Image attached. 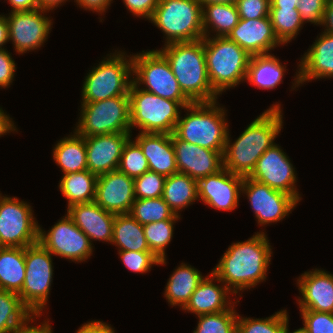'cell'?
Segmentation results:
<instances>
[{"instance_id": "obj_1", "label": "cell", "mask_w": 333, "mask_h": 333, "mask_svg": "<svg viewBox=\"0 0 333 333\" xmlns=\"http://www.w3.org/2000/svg\"><path fill=\"white\" fill-rule=\"evenodd\" d=\"M269 241L260 231L244 242L232 243L212 272L233 294L255 287L267 277L273 253Z\"/></svg>"}, {"instance_id": "obj_2", "label": "cell", "mask_w": 333, "mask_h": 333, "mask_svg": "<svg viewBox=\"0 0 333 333\" xmlns=\"http://www.w3.org/2000/svg\"><path fill=\"white\" fill-rule=\"evenodd\" d=\"M281 104H273L255 118L232 143L229 132L223 152V166L233 174L249 176L257 160L275 144L283 128Z\"/></svg>"}, {"instance_id": "obj_3", "label": "cell", "mask_w": 333, "mask_h": 333, "mask_svg": "<svg viewBox=\"0 0 333 333\" xmlns=\"http://www.w3.org/2000/svg\"><path fill=\"white\" fill-rule=\"evenodd\" d=\"M158 51L167 59L181 90L192 103L218 99L209 81L203 39L169 43Z\"/></svg>"}, {"instance_id": "obj_4", "label": "cell", "mask_w": 333, "mask_h": 333, "mask_svg": "<svg viewBox=\"0 0 333 333\" xmlns=\"http://www.w3.org/2000/svg\"><path fill=\"white\" fill-rule=\"evenodd\" d=\"M217 103L215 100L184 106L186 115L180 114L174 134L185 142L223 153L229 125L225 119L227 110Z\"/></svg>"}, {"instance_id": "obj_5", "label": "cell", "mask_w": 333, "mask_h": 333, "mask_svg": "<svg viewBox=\"0 0 333 333\" xmlns=\"http://www.w3.org/2000/svg\"><path fill=\"white\" fill-rule=\"evenodd\" d=\"M211 37L203 38L207 73L212 89L220 96L245 81L251 55L227 36Z\"/></svg>"}, {"instance_id": "obj_6", "label": "cell", "mask_w": 333, "mask_h": 333, "mask_svg": "<svg viewBox=\"0 0 333 333\" xmlns=\"http://www.w3.org/2000/svg\"><path fill=\"white\" fill-rule=\"evenodd\" d=\"M115 50L85 76L81 102H98L117 96H129L133 82L132 55ZM129 58V59H128Z\"/></svg>"}, {"instance_id": "obj_7", "label": "cell", "mask_w": 333, "mask_h": 333, "mask_svg": "<svg viewBox=\"0 0 333 333\" xmlns=\"http://www.w3.org/2000/svg\"><path fill=\"white\" fill-rule=\"evenodd\" d=\"M128 95L131 130L138 127L139 132L174 133L181 110L184 108L178 101L147 92L134 82L130 86Z\"/></svg>"}, {"instance_id": "obj_8", "label": "cell", "mask_w": 333, "mask_h": 333, "mask_svg": "<svg viewBox=\"0 0 333 333\" xmlns=\"http://www.w3.org/2000/svg\"><path fill=\"white\" fill-rule=\"evenodd\" d=\"M149 21L166 36L164 45L204 38L202 7L198 0H159Z\"/></svg>"}, {"instance_id": "obj_9", "label": "cell", "mask_w": 333, "mask_h": 333, "mask_svg": "<svg viewBox=\"0 0 333 333\" xmlns=\"http://www.w3.org/2000/svg\"><path fill=\"white\" fill-rule=\"evenodd\" d=\"M75 131L84 137L110 133H132L129 96H117L98 102H81Z\"/></svg>"}, {"instance_id": "obj_10", "label": "cell", "mask_w": 333, "mask_h": 333, "mask_svg": "<svg viewBox=\"0 0 333 333\" xmlns=\"http://www.w3.org/2000/svg\"><path fill=\"white\" fill-rule=\"evenodd\" d=\"M133 82L147 92L178 101L183 107L192 102L184 95L167 59L156 49L132 55ZM135 76V77H134Z\"/></svg>"}, {"instance_id": "obj_11", "label": "cell", "mask_w": 333, "mask_h": 333, "mask_svg": "<svg viewBox=\"0 0 333 333\" xmlns=\"http://www.w3.org/2000/svg\"><path fill=\"white\" fill-rule=\"evenodd\" d=\"M53 256L39 242L25 247V279L18 295L34 316H41L47 307L54 274Z\"/></svg>"}, {"instance_id": "obj_12", "label": "cell", "mask_w": 333, "mask_h": 333, "mask_svg": "<svg viewBox=\"0 0 333 333\" xmlns=\"http://www.w3.org/2000/svg\"><path fill=\"white\" fill-rule=\"evenodd\" d=\"M32 207L16 197L0 196V247H28L38 243L39 224Z\"/></svg>"}, {"instance_id": "obj_13", "label": "cell", "mask_w": 333, "mask_h": 333, "mask_svg": "<svg viewBox=\"0 0 333 333\" xmlns=\"http://www.w3.org/2000/svg\"><path fill=\"white\" fill-rule=\"evenodd\" d=\"M38 242L53 255L75 263L88 260L94 248L67 214L47 232L39 225Z\"/></svg>"}, {"instance_id": "obj_14", "label": "cell", "mask_w": 333, "mask_h": 333, "mask_svg": "<svg viewBox=\"0 0 333 333\" xmlns=\"http://www.w3.org/2000/svg\"><path fill=\"white\" fill-rule=\"evenodd\" d=\"M241 193L247 196L260 226L282 221L298 204L292 195L270 188L248 176L244 177Z\"/></svg>"}, {"instance_id": "obj_15", "label": "cell", "mask_w": 333, "mask_h": 333, "mask_svg": "<svg viewBox=\"0 0 333 333\" xmlns=\"http://www.w3.org/2000/svg\"><path fill=\"white\" fill-rule=\"evenodd\" d=\"M46 13L47 11L38 8L6 15L9 41H12L19 55L41 48L48 39L53 22L50 17L45 16Z\"/></svg>"}, {"instance_id": "obj_16", "label": "cell", "mask_w": 333, "mask_h": 333, "mask_svg": "<svg viewBox=\"0 0 333 333\" xmlns=\"http://www.w3.org/2000/svg\"><path fill=\"white\" fill-rule=\"evenodd\" d=\"M248 177L292 195L298 202L302 198L295 186L297 182L295 168L279 144L275 143L262 154Z\"/></svg>"}, {"instance_id": "obj_17", "label": "cell", "mask_w": 333, "mask_h": 333, "mask_svg": "<svg viewBox=\"0 0 333 333\" xmlns=\"http://www.w3.org/2000/svg\"><path fill=\"white\" fill-rule=\"evenodd\" d=\"M244 177L226 168L197 181L198 201L209 208L232 211L238 207Z\"/></svg>"}, {"instance_id": "obj_18", "label": "cell", "mask_w": 333, "mask_h": 333, "mask_svg": "<svg viewBox=\"0 0 333 333\" xmlns=\"http://www.w3.org/2000/svg\"><path fill=\"white\" fill-rule=\"evenodd\" d=\"M178 172L199 180L224 168L223 153L185 142L171 134Z\"/></svg>"}, {"instance_id": "obj_19", "label": "cell", "mask_w": 333, "mask_h": 333, "mask_svg": "<svg viewBox=\"0 0 333 333\" xmlns=\"http://www.w3.org/2000/svg\"><path fill=\"white\" fill-rule=\"evenodd\" d=\"M134 179L119 170L99 175L94 201L104 210L115 214H129L134 203Z\"/></svg>"}, {"instance_id": "obj_20", "label": "cell", "mask_w": 333, "mask_h": 333, "mask_svg": "<svg viewBox=\"0 0 333 333\" xmlns=\"http://www.w3.org/2000/svg\"><path fill=\"white\" fill-rule=\"evenodd\" d=\"M131 137V133L85 137L87 169L97 176L118 170L123 148Z\"/></svg>"}, {"instance_id": "obj_21", "label": "cell", "mask_w": 333, "mask_h": 333, "mask_svg": "<svg viewBox=\"0 0 333 333\" xmlns=\"http://www.w3.org/2000/svg\"><path fill=\"white\" fill-rule=\"evenodd\" d=\"M300 59L292 89L314 79L333 77V34L323 32Z\"/></svg>"}, {"instance_id": "obj_22", "label": "cell", "mask_w": 333, "mask_h": 333, "mask_svg": "<svg viewBox=\"0 0 333 333\" xmlns=\"http://www.w3.org/2000/svg\"><path fill=\"white\" fill-rule=\"evenodd\" d=\"M249 55L270 54L277 46L283 45L276 37L270 17L241 19L227 36Z\"/></svg>"}, {"instance_id": "obj_23", "label": "cell", "mask_w": 333, "mask_h": 333, "mask_svg": "<svg viewBox=\"0 0 333 333\" xmlns=\"http://www.w3.org/2000/svg\"><path fill=\"white\" fill-rule=\"evenodd\" d=\"M300 310L333 313V274L322 269L305 271L297 278Z\"/></svg>"}, {"instance_id": "obj_24", "label": "cell", "mask_w": 333, "mask_h": 333, "mask_svg": "<svg viewBox=\"0 0 333 333\" xmlns=\"http://www.w3.org/2000/svg\"><path fill=\"white\" fill-rule=\"evenodd\" d=\"M216 281L220 284H215ZM230 294L233 295V292L211 271L201 280L190 300L181 310L196 316L226 311L233 304L236 305L237 302H240L235 299H232L234 301L230 300Z\"/></svg>"}, {"instance_id": "obj_25", "label": "cell", "mask_w": 333, "mask_h": 333, "mask_svg": "<svg viewBox=\"0 0 333 333\" xmlns=\"http://www.w3.org/2000/svg\"><path fill=\"white\" fill-rule=\"evenodd\" d=\"M67 215L88 236L91 244L95 240L111 243L115 213L92 201L67 207Z\"/></svg>"}, {"instance_id": "obj_26", "label": "cell", "mask_w": 333, "mask_h": 333, "mask_svg": "<svg viewBox=\"0 0 333 333\" xmlns=\"http://www.w3.org/2000/svg\"><path fill=\"white\" fill-rule=\"evenodd\" d=\"M134 141L148 160L149 171L165 177L178 173L171 134L139 132Z\"/></svg>"}, {"instance_id": "obj_27", "label": "cell", "mask_w": 333, "mask_h": 333, "mask_svg": "<svg viewBox=\"0 0 333 333\" xmlns=\"http://www.w3.org/2000/svg\"><path fill=\"white\" fill-rule=\"evenodd\" d=\"M196 268L181 263L171 274L165 287L164 297L170 306L184 308L198 284L204 278Z\"/></svg>"}, {"instance_id": "obj_28", "label": "cell", "mask_w": 333, "mask_h": 333, "mask_svg": "<svg viewBox=\"0 0 333 333\" xmlns=\"http://www.w3.org/2000/svg\"><path fill=\"white\" fill-rule=\"evenodd\" d=\"M286 65L273 54L254 55L250 57L246 79L258 89H274L281 84Z\"/></svg>"}, {"instance_id": "obj_29", "label": "cell", "mask_w": 333, "mask_h": 333, "mask_svg": "<svg viewBox=\"0 0 333 333\" xmlns=\"http://www.w3.org/2000/svg\"><path fill=\"white\" fill-rule=\"evenodd\" d=\"M52 158L61 168L63 174H72L87 170L85 137L75 130L73 134L57 141Z\"/></svg>"}, {"instance_id": "obj_30", "label": "cell", "mask_w": 333, "mask_h": 333, "mask_svg": "<svg viewBox=\"0 0 333 333\" xmlns=\"http://www.w3.org/2000/svg\"><path fill=\"white\" fill-rule=\"evenodd\" d=\"M25 248L0 247V288L19 293L25 279Z\"/></svg>"}, {"instance_id": "obj_31", "label": "cell", "mask_w": 333, "mask_h": 333, "mask_svg": "<svg viewBox=\"0 0 333 333\" xmlns=\"http://www.w3.org/2000/svg\"><path fill=\"white\" fill-rule=\"evenodd\" d=\"M162 198L176 215H181L180 211L198 200L197 180L180 172L166 177Z\"/></svg>"}, {"instance_id": "obj_32", "label": "cell", "mask_w": 333, "mask_h": 333, "mask_svg": "<svg viewBox=\"0 0 333 333\" xmlns=\"http://www.w3.org/2000/svg\"><path fill=\"white\" fill-rule=\"evenodd\" d=\"M111 244L125 251H150L141 225L130 214H116Z\"/></svg>"}, {"instance_id": "obj_33", "label": "cell", "mask_w": 333, "mask_h": 333, "mask_svg": "<svg viewBox=\"0 0 333 333\" xmlns=\"http://www.w3.org/2000/svg\"><path fill=\"white\" fill-rule=\"evenodd\" d=\"M239 20L235 4H212L202 7L204 37H210L211 31L216 33V37L228 36Z\"/></svg>"}, {"instance_id": "obj_34", "label": "cell", "mask_w": 333, "mask_h": 333, "mask_svg": "<svg viewBox=\"0 0 333 333\" xmlns=\"http://www.w3.org/2000/svg\"><path fill=\"white\" fill-rule=\"evenodd\" d=\"M97 178L98 176L88 169L72 174H63L58 187L68 201L67 207L94 201Z\"/></svg>"}, {"instance_id": "obj_35", "label": "cell", "mask_w": 333, "mask_h": 333, "mask_svg": "<svg viewBox=\"0 0 333 333\" xmlns=\"http://www.w3.org/2000/svg\"><path fill=\"white\" fill-rule=\"evenodd\" d=\"M33 317L18 293L0 288V333H14Z\"/></svg>"}, {"instance_id": "obj_36", "label": "cell", "mask_w": 333, "mask_h": 333, "mask_svg": "<svg viewBox=\"0 0 333 333\" xmlns=\"http://www.w3.org/2000/svg\"><path fill=\"white\" fill-rule=\"evenodd\" d=\"M129 214L141 225L163 220H179L180 215L163 200L162 196L152 199H135Z\"/></svg>"}, {"instance_id": "obj_37", "label": "cell", "mask_w": 333, "mask_h": 333, "mask_svg": "<svg viewBox=\"0 0 333 333\" xmlns=\"http://www.w3.org/2000/svg\"><path fill=\"white\" fill-rule=\"evenodd\" d=\"M269 17L275 35L283 45L295 39L304 25L297 8H270Z\"/></svg>"}, {"instance_id": "obj_38", "label": "cell", "mask_w": 333, "mask_h": 333, "mask_svg": "<svg viewBox=\"0 0 333 333\" xmlns=\"http://www.w3.org/2000/svg\"><path fill=\"white\" fill-rule=\"evenodd\" d=\"M177 220H163L143 225L144 235L150 251L159 258V265H165V249L173 238L174 226Z\"/></svg>"}, {"instance_id": "obj_39", "label": "cell", "mask_w": 333, "mask_h": 333, "mask_svg": "<svg viewBox=\"0 0 333 333\" xmlns=\"http://www.w3.org/2000/svg\"><path fill=\"white\" fill-rule=\"evenodd\" d=\"M288 320L289 315L286 309L261 319L242 317L238 314L237 333H284Z\"/></svg>"}, {"instance_id": "obj_40", "label": "cell", "mask_w": 333, "mask_h": 333, "mask_svg": "<svg viewBox=\"0 0 333 333\" xmlns=\"http://www.w3.org/2000/svg\"><path fill=\"white\" fill-rule=\"evenodd\" d=\"M197 317L199 321L193 333H237L238 313L234 305L226 311Z\"/></svg>"}, {"instance_id": "obj_41", "label": "cell", "mask_w": 333, "mask_h": 333, "mask_svg": "<svg viewBox=\"0 0 333 333\" xmlns=\"http://www.w3.org/2000/svg\"><path fill=\"white\" fill-rule=\"evenodd\" d=\"M118 170L133 179L149 171L148 160L140 146L131 138L123 148Z\"/></svg>"}, {"instance_id": "obj_42", "label": "cell", "mask_w": 333, "mask_h": 333, "mask_svg": "<svg viewBox=\"0 0 333 333\" xmlns=\"http://www.w3.org/2000/svg\"><path fill=\"white\" fill-rule=\"evenodd\" d=\"M166 177L156 172L147 171L134 178L136 199H152L163 195Z\"/></svg>"}, {"instance_id": "obj_43", "label": "cell", "mask_w": 333, "mask_h": 333, "mask_svg": "<svg viewBox=\"0 0 333 333\" xmlns=\"http://www.w3.org/2000/svg\"><path fill=\"white\" fill-rule=\"evenodd\" d=\"M118 254L125 267L135 273H147L153 265H159L160 259L151 251L118 250Z\"/></svg>"}, {"instance_id": "obj_44", "label": "cell", "mask_w": 333, "mask_h": 333, "mask_svg": "<svg viewBox=\"0 0 333 333\" xmlns=\"http://www.w3.org/2000/svg\"><path fill=\"white\" fill-rule=\"evenodd\" d=\"M309 333H333V313L299 310Z\"/></svg>"}, {"instance_id": "obj_45", "label": "cell", "mask_w": 333, "mask_h": 333, "mask_svg": "<svg viewBox=\"0 0 333 333\" xmlns=\"http://www.w3.org/2000/svg\"><path fill=\"white\" fill-rule=\"evenodd\" d=\"M328 0H299L297 10L302 22L321 26Z\"/></svg>"}, {"instance_id": "obj_46", "label": "cell", "mask_w": 333, "mask_h": 333, "mask_svg": "<svg viewBox=\"0 0 333 333\" xmlns=\"http://www.w3.org/2000/svg\"><path fill=\"white\" fill-rule=\"evenodd\" d=\"M235 5L241 19H259L269 16L270 0H238Z\"/></svg>"}, {"instance_id": "obj_47", "label": "cell", "mask_w": 333, "mask_h": 333, "mask_svg": "<svg viewBox=\"0 0 333 333\" xmlns=\"http://www.w3.org/2000/svg\"><path fill=\"white\" fill-rule=\"evenodd\" d=\"M16 64L10 52L0 49V88H8L13 82Z\"/></svg>"}, {"instance_id": "obj_48", "label": "cell", "mask_w": 333, "mask_h": 333, "mask_svg": "<svg viewBox=\"0 0 333 333\" xmlns=\"http://www.w3.org/2000/svg\"><path fill=\"white\" fill-rule=\"evenodd\" d=\"M123 2L132 15L149 20L159 0H123Z\"/></svg>"}, {"instance_id": "obj_49", "label": "cell", "mask_w": 333, "mask_h": 333, "mask_svg": "<svg viewBox=\"0 0 333 333\" xmlns=\"http://www.w3.org/2000/svg\"><path fill=\"white\" fill-rule=\"evenodd\" d=\"M113 0H74L80 8L93 11L101 15L106 12Z\"/></svg>"}, {"instance_id": "obj_50", "label": "cell", "mask_w": 333, "mask_h": 333, "mask_svg": "<svg viewBox=\"0 0 333 333\" xmlns=\"http://www.w3.org/2000/svg\"><path fill=\"white\" fill-rule=\"evenodd\" d=\"M38 317L40 316H34L31 320H29L25 325L17 329L14 333H53V330L51 328L52 326L50 325L48 319H46L47 321L44 320V322H41L37 326L31 325Z\"/></svg>"}, {"instance_id": "obj_51", "label": "cell", "mask_w": 333, "mask_h": 333, "mask_svg": "<svg viewBox=\"0 0 333 333\" xmlns=\"http://www.w3.org/2000/svg\"><path fill=\"white\" fill-rule=\"evenodd\" d=\"M11 12L32 11L38 9L37 0H8Z\"/></svg>"}, {"instance_id": "obj_52", "label": "cell", "mask_w": 333, "mask_h": 333, "mask_svg": "<svg viewBox=\"0 0 333 333\" xmlns=\"http://www.w3.org/2000/svg\"><path fill=\"white\" fill-rule=\"evenodd\" d=\"M14 131H18L16 125H14V121H12L9 114L4 112V110L0 107V137Z\"/></svg>"}, {"instance_id": "obj_53", "label": "cell", "mask_w": 333, "mask_h": 333, "mask_svg": "<svg viewBox=\"0 0 333 333\" xmlns=\"http://www.w3.org/2000/svg\"><path fill=\"white\" fill-rule=\"evenodd\" d=\"M325 27L324 31L333 34V2L327 1L322 27Z\"/></svg>"}, {"instance_id": "obj_54", "label": "cell", "mask_w": 333, "mask_h": 333, "mask_svg": "<svg viewBox=\"0 0 333 333\" xmlns=\"http://www.w3.org/2000/svg\"><path fill=\"white\" fill-rule=\"evenodd\" d=\"M9 42L8 21L5 15H0V49H5L4 45Z\"/></svg>"}, {"instance_id": "obj_55", "label": "cell", "mask_w": 333, "mask_h": 333, "mask_svg": "<svg viewBox=\"0 0 333 333\" xmlns=\"http://www.w3.org/2000/svg\"><path fill=\"white\" fill-rule=\"evenodd\" d=\"M68 0H37L38 8L43 11L49 12L55 10L59 5L66 3Z\"/></svg>"}, {"instance_id": "obj_56", "label": "cell", "mask_w": 333, "mask_h": 333, "mask_svg": "<svg viewBox=\"0 0 333 333\" xmlns=\"http://www.w3.org/2000/svg\"><path fill=\"white\" fill-rule=\"evenodd\" d=\"M299 0H270V8H297Z\"/></svg>"}, {"instance_id": "obj_57", "label": "cell", "mask_w": 333, "mask_h": 333, "mask_svg": "<svg viewBox=\"0 0 333 333\" xmlns=\"http://www.w3.org/2000/svg\"><path fill=\"white\" fill-rule=\"evenodd\" d=\"M93 333H115L114 328L100 320L93 321Z\"/></svg>"}, {"instance_id": "obj_58", "label": "cell", "mask_w": 333, "mask_h": 333, "mask_svg": "<svg viewBox=\"0 0 333 333\" xmlns=\"http://www.w3.org/2000/svg\"><path fill=\"white\" fill-rule=\"evenodd\" d=\"M201 7L212 4H235L238 0H198Z\"/></svg>"}, {"instance_id": "obj_59", "label": "cell", "mask_w": 333, "mask_h": 333, "mask_svg": "<svg viewBox=\"0 0 333 333\" xmlns=\"http://www.w3.org/2000/svg\"><path fill=\"white\" fill-rule=\"evenodd\" d=\"M76 333H93V320L81 325Z\"/></svg>"}, {"instance_id": "obj_60", "label": "cell", "mask_w": 333, "mask_h": 333, "mask_svg": "<svg viewBox=\"0 0 333 333\" xmlns=\"http://www.w3.org/2000/svg\"><path fill=\"white\" fill-rule=\"evenodd\" d=\"M289 320L286 322L285 324V329H284V333H309V331L303 326L302 328L296 329L293 332L289 331Z\"/></svg>"}]
</instances>
